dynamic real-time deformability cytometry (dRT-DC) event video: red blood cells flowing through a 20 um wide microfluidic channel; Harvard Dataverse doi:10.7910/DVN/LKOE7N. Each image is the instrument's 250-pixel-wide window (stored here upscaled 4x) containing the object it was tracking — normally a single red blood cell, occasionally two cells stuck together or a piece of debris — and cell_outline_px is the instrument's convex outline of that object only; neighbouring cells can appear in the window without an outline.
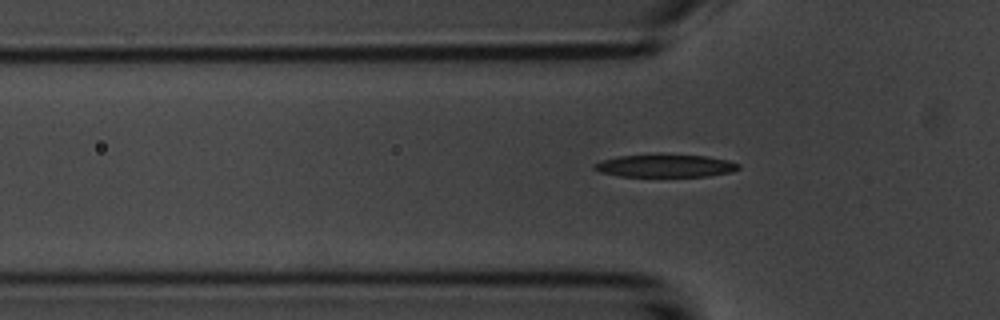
{"species": "common noctule bat (a hibernating species)", "species_latin": "Nyctalus noctula", "temperature_condition": "room temperature", "stored_images_in_passage": 36, "camera_frame_rate_fps": 3000, "um_per_image_px": 0.085, "animal": {"sex": "male", "body_mass_g": 20.1, "forearm_length_mm": 53.5}, "frame": {"image": 1, "passage_image": 6, "time_ms": 1.667, "image_size_px": [1000, 320], "cell_outline_px": [[740, 168], [732, 172], [708, 176], [620, 176], [600, 172], [592, 168], [592, 164], [604, 160], [620, 156], [656, 152], [660, 152], [704, 156], [728, 160], [740, 164]], "centroid_in_image_um": [56.54, 14.06], "position_along_channel_um": 69.3, "area_um2": 19.71}}
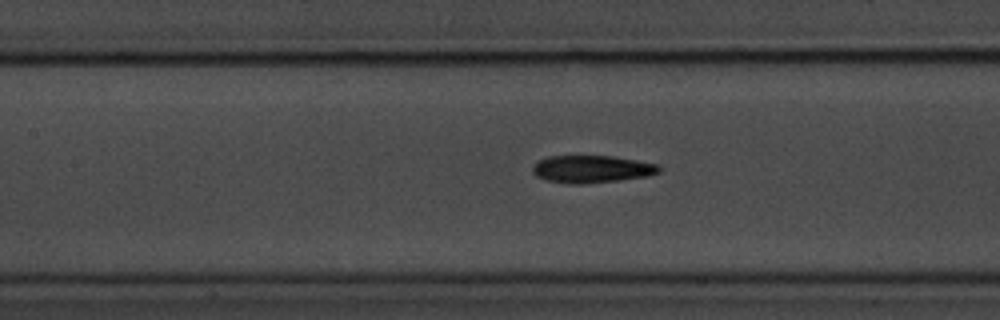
{"frame": {"image": 2, "passage_image": 13, "time_ms": 4.0, "image_size_px": [1000, 320], "cell_outline_px": [[660, 172], [648, 176], [616, 180], [580, 184], [572, 184], [548, 180], [536, 176], [532, 172], [532, 164], [536, 160], [548, 156], [612, 156], [660, 164]], "centroid_in_image_um": [50.27, 14.36], "position_along_channel_um": 157.1, "area_um2": 20.23}}
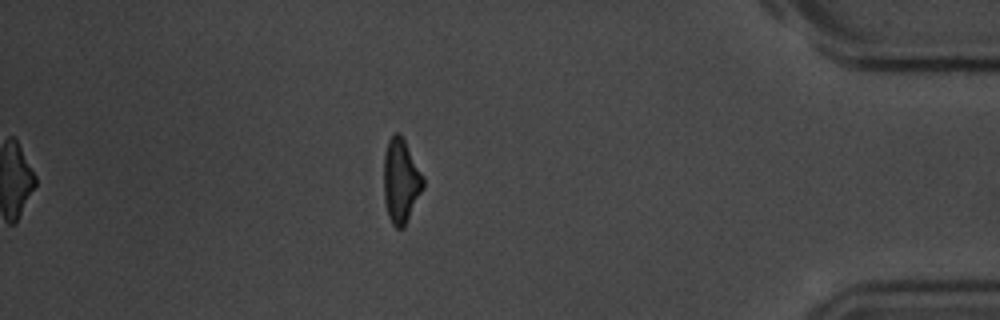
{"frame": {"image": 3, "passage_image": 36, "time_ms": 11.667, "image_size_px": [1000, 320], "cell_outline_px": [[424, 188], [404, 228], [396, 228], [392, 224], [388, 216], [384, 200], [384, 152], [388, 140], [396, 132], [400, 132], [424, 176]], "centroid_in_image_um": [34.08, 15.38], "position_along_channel_um": 401.1, "area_um2": 19.54}, "authors_computed_cell_mechanics": {"area_um2": 19.7098, "velocity_mm_per_s": 3.7235, "shape_relaxation_time_tau1_ms": 3.2899, "shape_relaxation_time_tau2_ms": 3.1111, "deformation_change_tau1": 0.1585, "deformation_change_tau2": 0.1203}}